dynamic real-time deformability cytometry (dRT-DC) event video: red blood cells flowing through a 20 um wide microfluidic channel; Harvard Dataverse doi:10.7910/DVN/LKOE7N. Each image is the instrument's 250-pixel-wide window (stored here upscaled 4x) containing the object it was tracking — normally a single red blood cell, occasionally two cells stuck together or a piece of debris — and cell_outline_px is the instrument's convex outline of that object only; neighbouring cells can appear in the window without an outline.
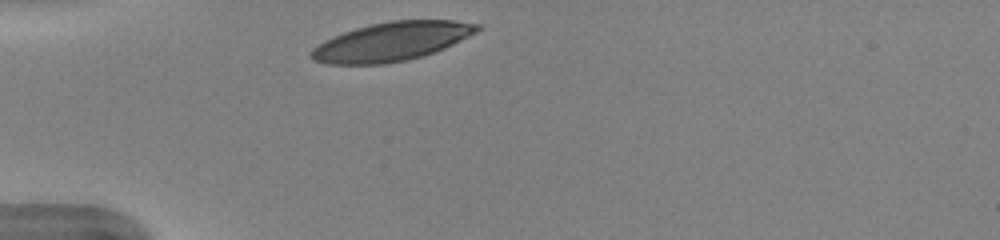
{"species": "human", "species_latin": "Homo sapiens", "temperature_condition": "warm", "stored_images_in_passage": 29, "camera_frame_rate_fps": 3000, "um_per_image_px": 0.085, "donor": {"sex": "female"}, "frame": {"image": 1, "passage_image": 1, "time_ms": 0.0, "image_size_px": [1000, 240], "cell_outline_px": [[480, 28], [476, 32], [444, 48], [424, 56], [408, 60], [384, 64], [328, 64], [312, 60], [308, 56], [308, 52], [312, 48], [324, 40], [332, 36], [356, 28], [372, 24], [392, 20], [456, 20], [480, 24]], "centroid_in_image_um": [33.24, 3.54], "position_along_channel_um": 51.8, "area_um2": 37.57}}
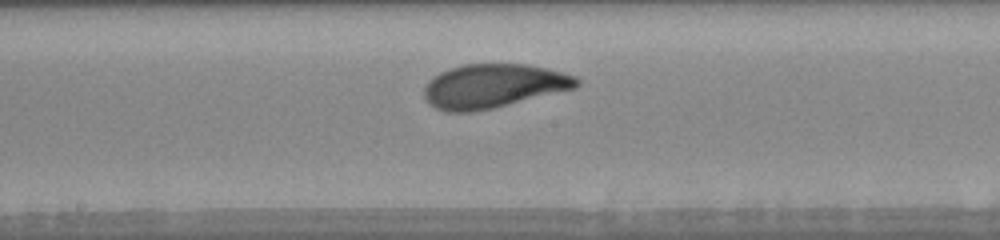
{"frame": {"image": 2, "passage_image": 14, "time_ms": 4.333, "image_size_px": [1000, 240], "cell_outline_px": [[580, 84], [576, 88], [492, 108], [472, 112], [444, 112], [428, 104], [424, 96], [424, 88], [428, 80], [440, 72], [448, 68], [464, 64], [528, 64], [576, 76], [580, 80]], "centroid_in_image_um": [41.9, 7.31], "position_along_channel_um": 206.3, "area_um2": 39.07}}
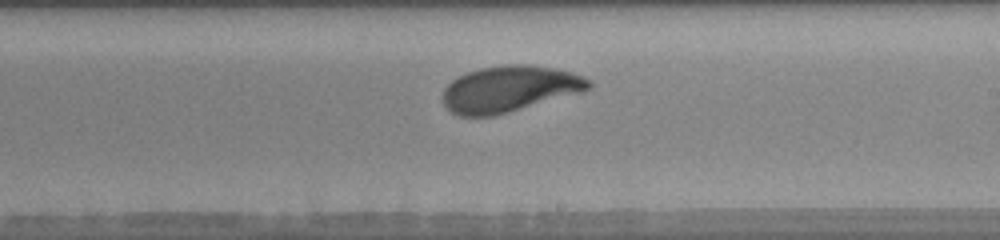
{"frame": {"image": 3, "passage_image": 17, "time_ms": 5.333, "image_size_px": [1000, 240], "cell_outline_px": [[592, 84], [588, 88], [580, 92], [492, 116], [460, 116], [452, 112], [444, 104], [444, 88], [452, 80], [468, 72], [480, 68], [504, 64], [528, 64], [556, 68], [584, 76], [592, 80]], "centroid_in_image_um": [43.3, 7.53], "position_along_channel_um": 245.7, "area_um2": 38.78}, "authors_computed_cell_mechanics": {"area_um2": 38.8994, "velocity_mm_per_s": 3.9563, "shape_relaxation_time_tau1_ms": 2.1558, "shape_relaxation_time_tau2_ms": 1.466, "deformation_change_tau1": 0.1316, "deformation_change_tau2": 0.0781}}